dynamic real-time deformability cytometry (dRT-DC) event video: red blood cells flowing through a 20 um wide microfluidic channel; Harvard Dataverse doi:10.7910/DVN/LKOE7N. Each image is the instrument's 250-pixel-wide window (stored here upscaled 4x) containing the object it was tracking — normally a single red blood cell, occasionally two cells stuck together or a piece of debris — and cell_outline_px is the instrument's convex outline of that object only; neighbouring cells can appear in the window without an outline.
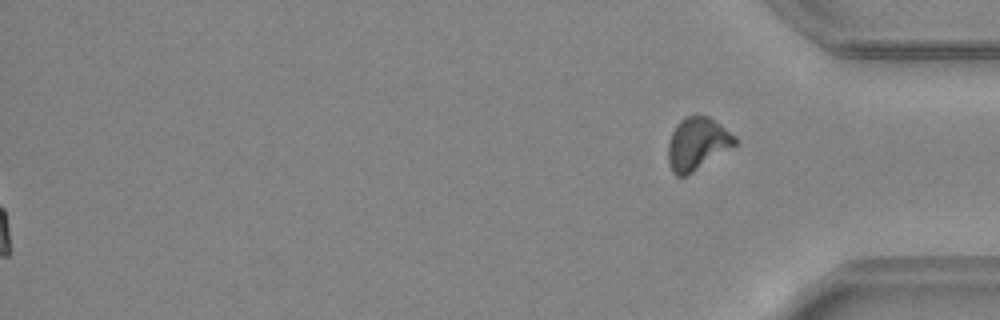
{"species": "common noctule bat (a hibernating species)", "species_latin": "Nyctalus noctula", "temperature_condition": "warm", "stored_images_in_passage": 48, "segment_of_instrument_passage": [2, 2], "camera_frame_rate_fps": 3000, "um_per_image_px": 0.085, "animal": {"sex": "female", "body_mass_g": 24.6, "forearm_length_mm": 56.2}, "frame": {"image": 1, "passage_image": 48, "time_ms": 15.667, "image_size_px": [1000, 320], "cell_outline_px": [[736, 144], [688, 176], [676, 176], [672, 172], [668, 164], [668, 140], [676, 124], [680, 120], [696, 112], [708, 116], [720, 124], [736, 136]], "centroid_in_image_um": [59.24, 12.2], "position_along_channel_um": 376.0, "area_um2": 20.75}}